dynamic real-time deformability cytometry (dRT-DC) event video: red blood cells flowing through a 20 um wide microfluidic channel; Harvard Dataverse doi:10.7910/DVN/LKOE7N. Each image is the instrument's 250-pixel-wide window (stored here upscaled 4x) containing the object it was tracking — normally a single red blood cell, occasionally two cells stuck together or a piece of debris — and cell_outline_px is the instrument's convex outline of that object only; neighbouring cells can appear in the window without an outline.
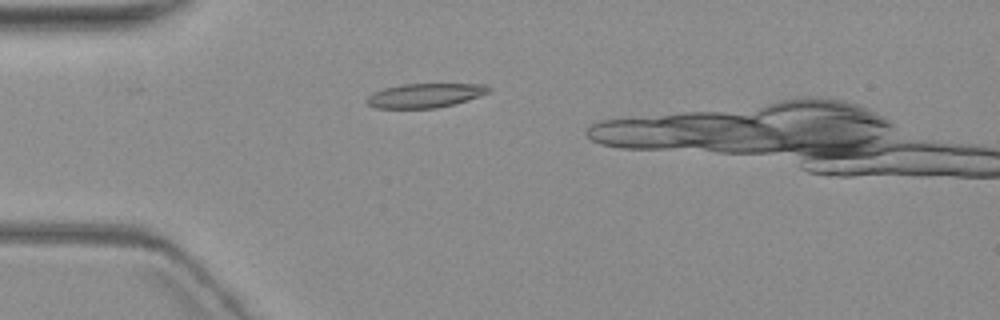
{"species": "common noctule bat (a hibernating species)", "species_latin": "Nyctalus noctula", "temperature_condition": "warm", "stored_images_in_passage": 6, "camera_frame_rate_fps": 3000, "um_per_image_px": 0.085, "animal": {"sex": "female", "body_mass_g": 19.3, "forearm_length_mm": 54.1}, "frame": {"image": 1, "passage_image": 5, "time_ms": 5.333, "image_size_px": [1000, 320], "cell_outline_px": [[492, 92], [456, 104], [436, 108], [376, 108], [368, 104], [364, 100], [372, 92], [384, 88], [400, 84], [488, 84], [492, 88]], "centroid_in_image_um": [36.17, 8.11], "position_along_channel_um": 48.8, "area_um2": 17.51}}